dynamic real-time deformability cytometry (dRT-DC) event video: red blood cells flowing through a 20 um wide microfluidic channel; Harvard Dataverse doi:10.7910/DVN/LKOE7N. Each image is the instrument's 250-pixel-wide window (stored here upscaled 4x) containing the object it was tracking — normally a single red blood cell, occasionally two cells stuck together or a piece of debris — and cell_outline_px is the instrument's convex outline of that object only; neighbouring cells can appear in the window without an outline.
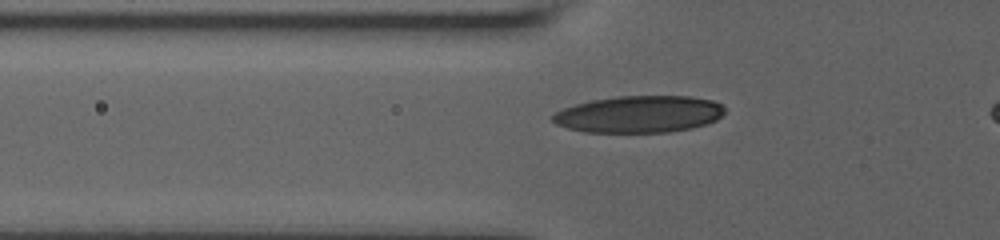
{"species": "human", "species_latin": "Homo sapiens", "temperature_condition": "room temperature", "stored_images_in_passage": 18, "camera_frame_rate_fps": 3000, "um_per_image_px": 0.085, "donor": {"sex": "male"}, "frame": {"image": 1, "passage_image": 7, "time_ms": 2.0, "image_size_px": [1000, 240], "cell_outline_px": [[724, 112], [716, 120], [692, 128], [668, 132], [584, 132], [568, 128], [556, 124], [552, 120], [552, 116], [556, 112], [564, 108], [576, 104], [592, 100], [616, 96], [688, 96], [712, 100], [720, 104], [724, 108]], "centroid_in_image_um": [54.31, 9.7], "position_along_channel_um": 71.5, "area_um2": 36.82}}
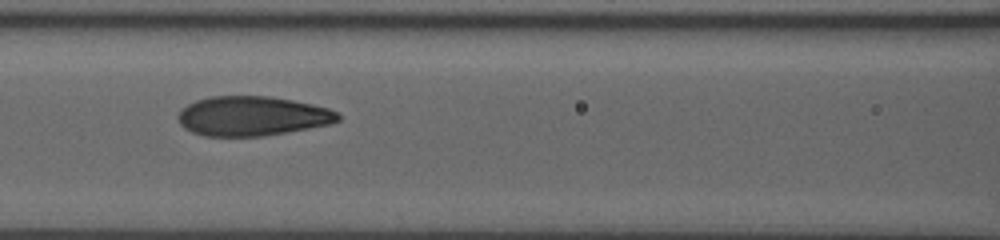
{"frame": {"image": 2, "passage_image": 12, "time_ms": 4.0, "image_size_px": [1000, 240], "cell_outline_px": [[340, 120], [332, 124], [260, 136], [204, 136], [192, 132], [184, 128], [180, 124], [176, 116], [180, 108], [196, 100], [208, 96], [268, 96], [292, 100], [312, 104], [328, 108], [336, 112], [340, 116]], "centroid_in_image_um": [21.39, 9.86], "position_along_channel_um": 145.2, "area_um2": 36.93}}
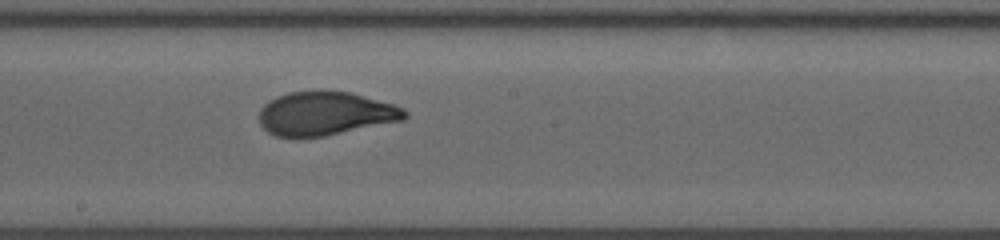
{"frame": {"image": 3, "passage_image": 18, "time_ms": 6.0, "image_size_px": [1000, 240], "cell_outline_px": [[408, 116], [404, 120], [324, 136], [296, 140], [276, 136], [268, 132], [260, 124], [260, 108], [268, 100], [276, 96], [288, 92], [352, 92], [392, 104], [404, 108], [408, 112]], "centroid_in_image_um": [27.63, 9.69], "position_along_channel_um": 220.6, "area_um2": 37.34}}